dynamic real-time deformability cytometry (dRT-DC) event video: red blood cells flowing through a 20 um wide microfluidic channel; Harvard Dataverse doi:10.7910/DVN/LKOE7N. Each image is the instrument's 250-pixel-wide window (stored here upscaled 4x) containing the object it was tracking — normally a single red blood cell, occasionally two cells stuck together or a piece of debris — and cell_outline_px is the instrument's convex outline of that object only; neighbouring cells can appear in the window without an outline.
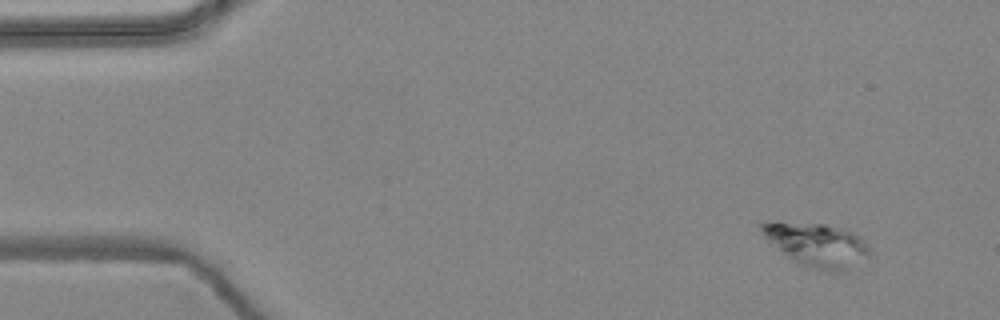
{"species": "common noctule bat (a hibernating species)", "species_latin": "Nyctalus noctula", "temperature_condition": "warm", "stored_images_in_passage": 4, "camera_frame_rate_fps": 3000, "um_per_image_px": 0.085, "animal": {"sex": "female", "body_mass_g": 24.6, "forearm_length_mm": 56.2}, "frame": {"image": 1, "passage_image": 1, "time_ms": 0.0, "image_size_px": [1000, 320], "cell_outline_px": [[872, 256], [844, 272], [828, 272], [812, 268], [800, 264], [788, 256], [768, 240], [764, 236], [756, 224], [828, 224], [860, 236], [868, 248]], "centroid_in_image_um": [69.53, 20.86], "position_along_channel_um": 15.5, "area_um2": 26.7}}